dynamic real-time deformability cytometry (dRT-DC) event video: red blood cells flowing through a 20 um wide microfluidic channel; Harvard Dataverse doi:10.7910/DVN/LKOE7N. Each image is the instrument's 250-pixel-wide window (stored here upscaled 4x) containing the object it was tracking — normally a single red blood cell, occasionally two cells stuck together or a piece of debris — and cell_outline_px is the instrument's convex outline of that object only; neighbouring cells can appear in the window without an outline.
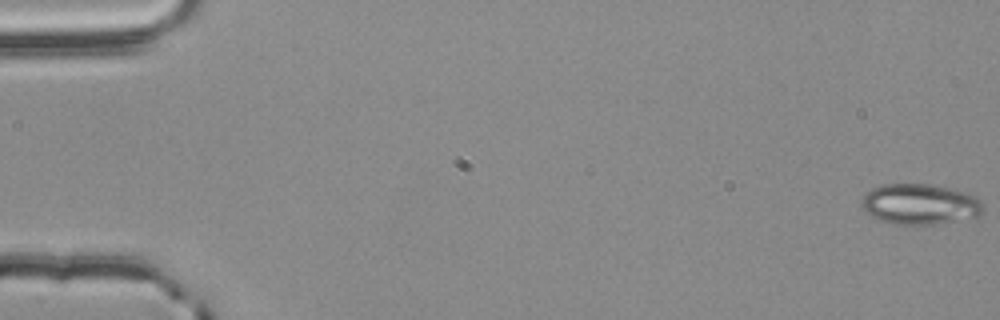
{"species": "common noctule bat (a hibernating species)", "species_latin": "Nyctalus noctula", "temperature_condition": "room temperature", "stored_images_in_passage": 57, "camera_frame_rate_fps": 3000, "um_per_image_px": 0.085, "animal": {"sex": "male", "body_mass_g": 20.4}, "frame": {"image": 1, "passage_image": 1, "time_ms": 0.0, "image_size_px": [1000, 320], "cell_outline_px": [[984, 212], [980, 216], [928, 224], [896, 224], [880, 220], [872, 216], [860, 204], [864, 196], [872, 188], [880, 184], [928, 184], [968, 192], [976, 196], [984, 204]], "centroid_in_image_um": [78.23, 17.34], "position_along_channel_um": 6.8, "area_um2": 28.55}}
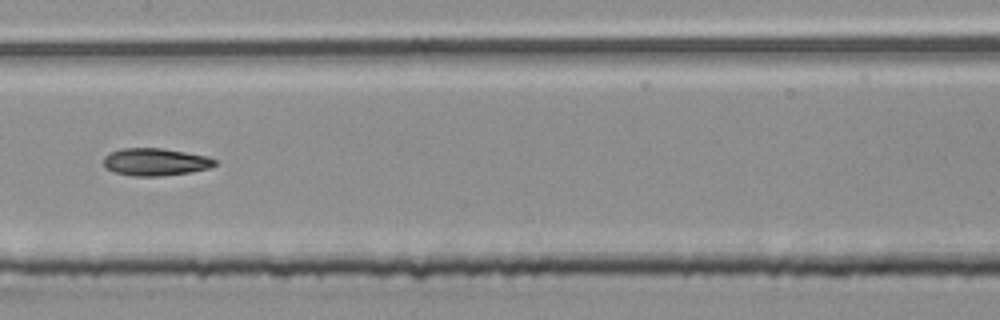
{"frame": {"image": 2, "passage_image": 30, "time_ms": 9.667, "image_size_px": [1000, 320], "cell_outline_px": [[216, 164], [208, 168], [192, 172], [164, 176], [132, 176], [116, 172], [104, 168], [104, 156], [108, 152], [120, 148], [164, 148], [208, 156], [216, 160]], "centroid_in_image_um": [13.19, 13.76], "position_along_channel_um": 194.2, "area_um2": 18.03}}
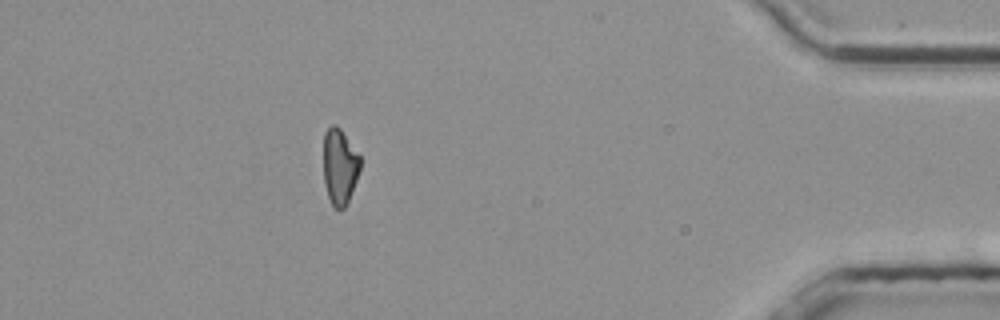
{"frame": {"image": 3, "passage_image": 51, "time_ms": 16.667, "image_size_px": [1000, 320], "cell_outline_px": [[360, 168], [356, 180], [348, 200], [344, 208], [340, 212], [332, 204], [328, 196], [324, 184], [324, 132], [332, 124], [336, 124], [340, 128], [360, 156]], "centroid_in_image_um": [28.86, 14.15], "position_along_channel_um": 406.3, "area_um2": 16.13}, "authors_computed_cell_mechanics": {"area_um2": 17.9758, "velocity_mm_per_s": 3.7895, "shape_relaxation_time_tau1_ms": 4.5084, "shape_relaxation_time_tau2_ms": 10.5065, "deformation_change_tau1": 0.1258, "deformation_change_tau2": 0.1937}}